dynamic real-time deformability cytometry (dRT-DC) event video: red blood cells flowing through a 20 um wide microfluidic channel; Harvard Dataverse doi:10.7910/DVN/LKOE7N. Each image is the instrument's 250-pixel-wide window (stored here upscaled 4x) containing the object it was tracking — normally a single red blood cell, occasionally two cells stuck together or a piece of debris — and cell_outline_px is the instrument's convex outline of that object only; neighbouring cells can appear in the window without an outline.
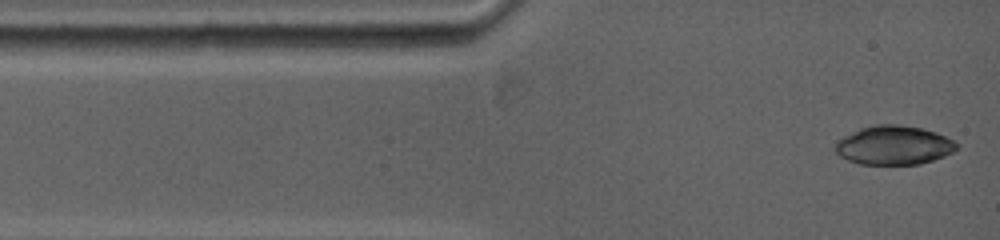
{"species": "common noctule bat (a hibernating species)", "species_latin": "Nyctalus noctula", "temperature_condition": "warm", "stored_images_in_passage": 37, "camera_frame_rate_fps": 5000, "um_per_image_px": 0.085, "animal": {"sex": "female", "body_mass_g": 19.0, "forearm_length_mm": 53.3}, "frame": {"image": 1, "passage_image": 1, "time_ms": 0.0, "image_size_px": [1000, 240], "cell_outline_px": [[960, 148], [944, 156], [920, 164], [860, 164], [848, 160], [840, 156], [832, 148], [836, 140], [860, 128], [876, 124], [896, 124], [924, 128], [936, 132], [960, 144]], "centroid_in_image_um": [75.96, 12.34], "position_along_channel_um": 9.0, "area_um2": 27.8}}
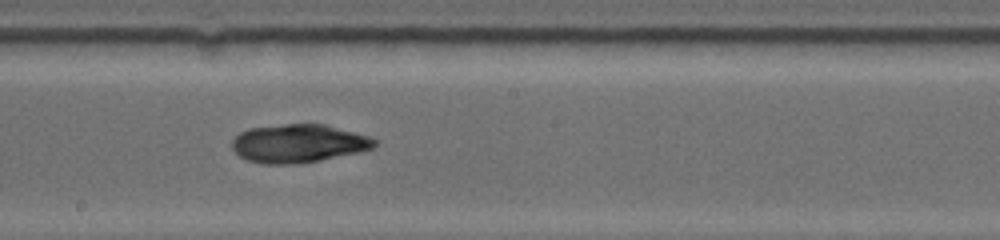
{"frame": {"image": 2, "passage_image": 19, "time_ms": 6.6, "image_size_px": [1000, 240], "cell_outline_px": [[376, 144], [372, 148], [360, 152], [320, 160], [296, 164], [260, 164], [248, 160], [240, 156], [232, 148], [232, 140], [240, 132], [248, 128], [284, 124], [324, 124], [368, 136], [376, 140]], "centroid_in_image_um": [25.34, 12.2], "position_along_channel_um": 222.9, "area_um2": 31.73}}
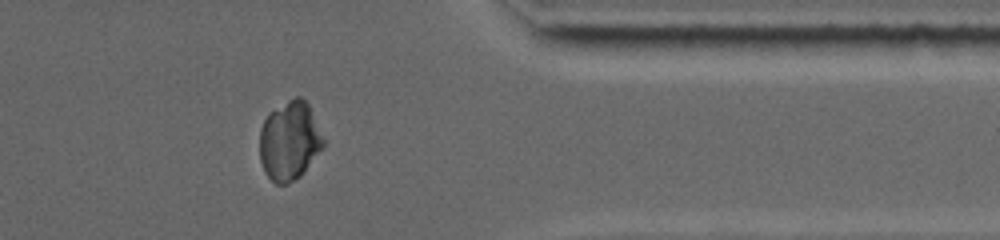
{"frame": {"image": 3, "passage_image": 32, "time_ms": 11.2, "image_size_px": [1000, 240], "cell_outline_px": [[324, 148], [304, 172], [300, 176], [288, 184], [276, 184], [264, 172], [260, 160], [260, 128], [268, 112], [288, 100], [296, 96], [300, 96], [308, 104], [324, 140]], "centroid_in_image_um": [24.6, 11.98], "position_along_channel_um": 386.8, "area_um2": 29.36}}